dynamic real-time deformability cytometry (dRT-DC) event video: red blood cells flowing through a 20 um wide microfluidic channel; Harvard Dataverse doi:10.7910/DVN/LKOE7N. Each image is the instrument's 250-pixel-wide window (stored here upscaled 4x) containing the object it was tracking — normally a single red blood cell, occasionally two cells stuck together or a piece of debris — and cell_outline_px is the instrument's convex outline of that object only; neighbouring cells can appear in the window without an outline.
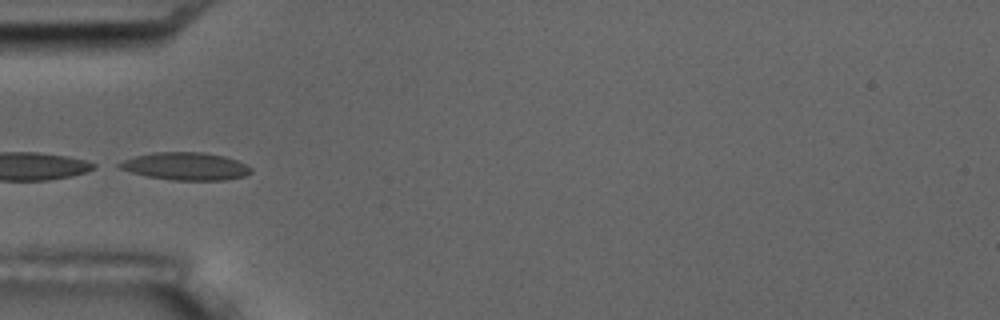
{"species": "common noctule bat (a hibernating species)", "species_latin": "Nyctalus noctula", "temperature_condition": "room temperature", "stored_images_in_passage": 7, "camera_frame_rate_fps": 3000, "um_per_image_px": 0.085, "animal": {"sex": "male", "body_mass_g": 17.5, "forearm_length_mm": 52.3}, "frame": {"image": 1, "passage_image": 6, "time_ms": 5.667, "image_size_px": [1000, 320], "cell_outline_px": [[252, 172], [244, 176], [224, 180], [172, 180], [148, 176], [116, 168], [116, 164], [124, 160], [136, 156], [152, 152], [204, 152], [224, 156], [236, 160], [252, 168]], "centroid_in_image_um": [15.76, 14.13], "position_along_channel_um": 69.2, "area_um2": 21.15}}